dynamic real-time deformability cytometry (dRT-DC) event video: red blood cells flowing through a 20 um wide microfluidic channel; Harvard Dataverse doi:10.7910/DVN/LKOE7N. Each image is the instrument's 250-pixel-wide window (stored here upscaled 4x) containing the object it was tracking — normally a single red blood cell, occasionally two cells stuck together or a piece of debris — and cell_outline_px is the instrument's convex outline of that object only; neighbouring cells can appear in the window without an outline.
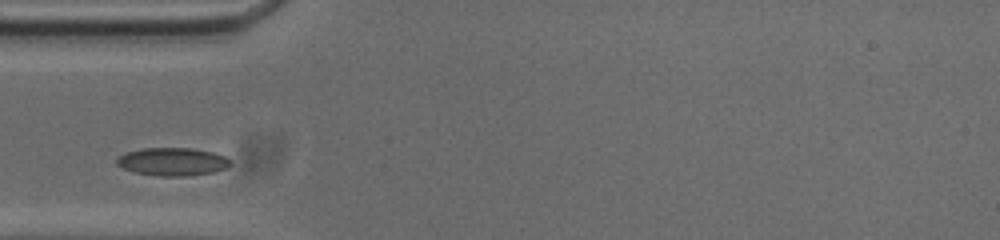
{"species": "common noctule bat (a hibernating species)", "species_latin": "Nyctalus noctula", "temperature_condition": "cold", "stored_images_in_passage": 25, "camera_frame_rate_fps": 3000, "um_per_image_px": 0.085, "animal": {"sex": "male", "body_mass_g": 20.0, "forearm_length_mm": 53.3}, "frame": {"image": 1, "passage_image": 1, "time_ms": 0.0, "image_size_px": [1000, 240], "cell_outline_px": [[232, 164], [228, 168], [212, 172], [184, 176], [160, 176], [136, 172], [124, 168], [116, 164], [116, 160], [120, 156], [128, 152], [140, 148], [192, 148], [212, 152], [224, 156], [232, 160]], "centroid_in_image_um": [14.71, 13.74], "position_along_channel_um": 70.3, "area_um2": 18.44}}
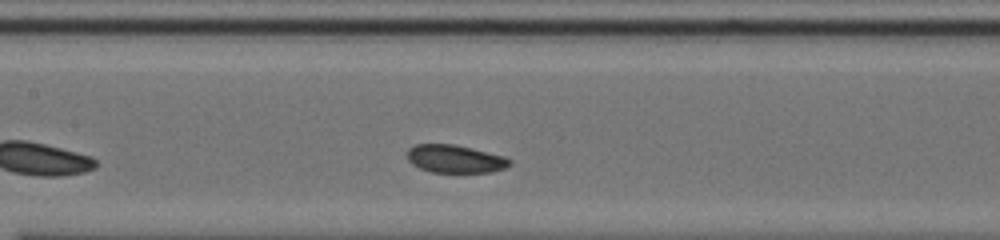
{"frame": {"image": 2, "passage_image": 9, "time_ms": 2.667, "image_size_px": [1000, 240], "cell_outline_px": [[512, 164], [504, 168], [492, 172], [432, 172], [420, 168], [412, 164], [408, 160], [408, 148], [416, 144], [452, 144], [472, 148], [504, 156], [512, 160]], "centroid_in_image_um": [38.7, 13.5], "position_along_channel_um": 168.7, "area_um2": 16.65}}
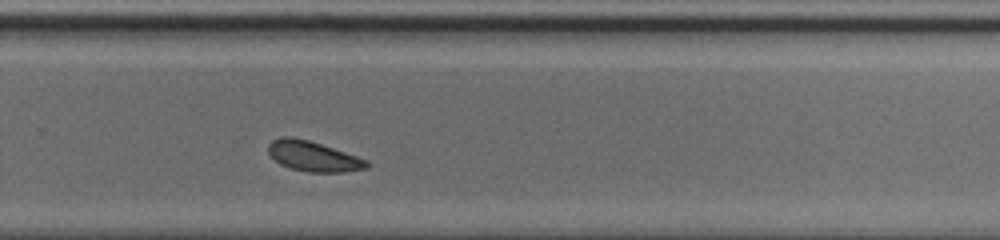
{"frame": {"image": 3, "passage_image": 20, "time_ms": 6.333, "image_size_px": [1000, 240], "cell_outline_px": [[368, 168], [344, 172], [308, 172], [288, 168], [280, 164], [268, 152], [268, 144], [272, 140], [280, 136], [292, 136], [308, 140], [368, 160]], "centroid_in_image_um": [26.59, 13.28], "position_along_channel_um": 303.2, "area_um2": 17.22}}